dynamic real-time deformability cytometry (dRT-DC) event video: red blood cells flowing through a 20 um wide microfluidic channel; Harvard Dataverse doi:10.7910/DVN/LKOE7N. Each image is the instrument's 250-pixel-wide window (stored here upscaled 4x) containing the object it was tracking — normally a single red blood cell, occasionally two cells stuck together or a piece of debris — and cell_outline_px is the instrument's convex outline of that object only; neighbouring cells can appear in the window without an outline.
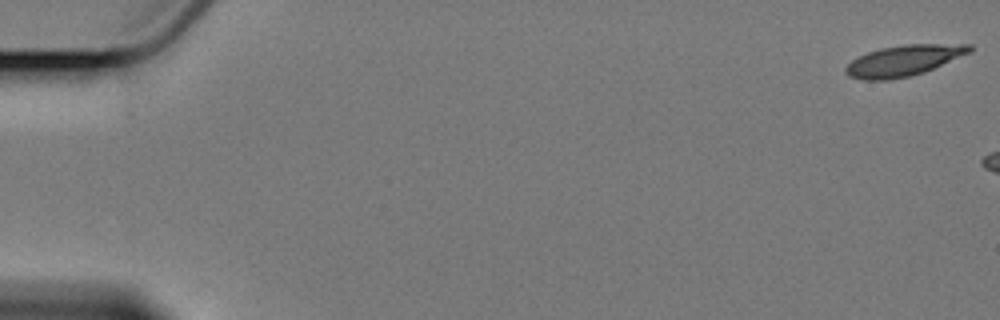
{"species": "Egyptian fruit bat (a non-hibernating species)", "species_latin": "Rousettus aegyptiacus", "temperature_condition": "cold", "stored_images_in_passage": 2, "camera_frame_rate_fps": 3000, "um_per_image_px": 0.085, "animal": {"sex": "female"}, "frame": {"image": 1, "passage_image": 2, "time_ms": 1.333, "image_size_px": [1000, 320], "cell_outline_px": [[972, 48], [968, 52], [924, 72], [908, 76], [888, 80], [864, 80], [848, 76], [844, 72], [844, 68], [852, 60], [868, 52], [880, 48], [904, 44], [972, 44]], "centroid_in_image_um": [76.74, 5.15], "position_along_channel_um": 8.3, "area_um2": 21.91}}